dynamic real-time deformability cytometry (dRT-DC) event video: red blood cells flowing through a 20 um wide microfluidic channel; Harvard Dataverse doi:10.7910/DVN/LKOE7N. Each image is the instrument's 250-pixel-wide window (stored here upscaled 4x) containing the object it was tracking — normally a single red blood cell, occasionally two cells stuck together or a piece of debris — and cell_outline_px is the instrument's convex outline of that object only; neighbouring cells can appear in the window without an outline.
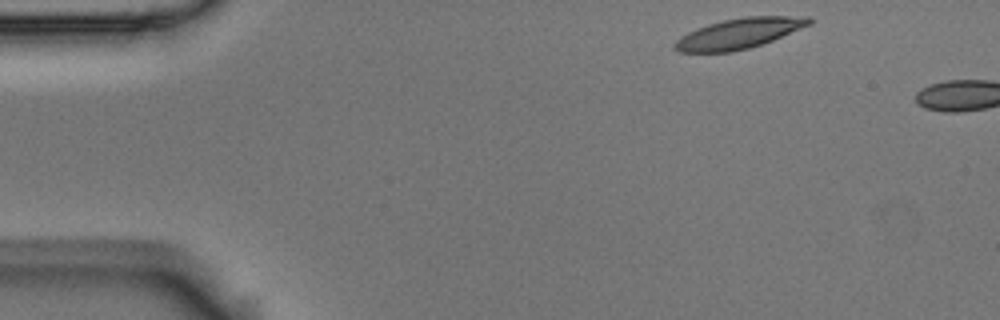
{"species": "Egyptian fruit bat (a non-hibernating species)", "species_latin": "Rousettus aegyptiacus", "temperature_condition": "room temperature", "stored_images_in_passage": 2, "camera_frame_rate_fps": 3000, "um_per_image_px": 0.085, "animal": {"sex": "male"}, "frame": {"image": 1, "passage_image": 1, "time_ms": 0.0, "image_size_px": [1000, 320], "cell_outline_px": [[812, 24], [772, 40], [748, 48], [732, 52], [680, 52], [672, 48], [672, 44], [680, 36], [696, 28], [708, 24], [724, 20], [744, 16], [812, 16]], "centroid_in_image_um": [62.8, 2.84], "position_along_channel_um": 22.2, "area_um2": 23.81}}